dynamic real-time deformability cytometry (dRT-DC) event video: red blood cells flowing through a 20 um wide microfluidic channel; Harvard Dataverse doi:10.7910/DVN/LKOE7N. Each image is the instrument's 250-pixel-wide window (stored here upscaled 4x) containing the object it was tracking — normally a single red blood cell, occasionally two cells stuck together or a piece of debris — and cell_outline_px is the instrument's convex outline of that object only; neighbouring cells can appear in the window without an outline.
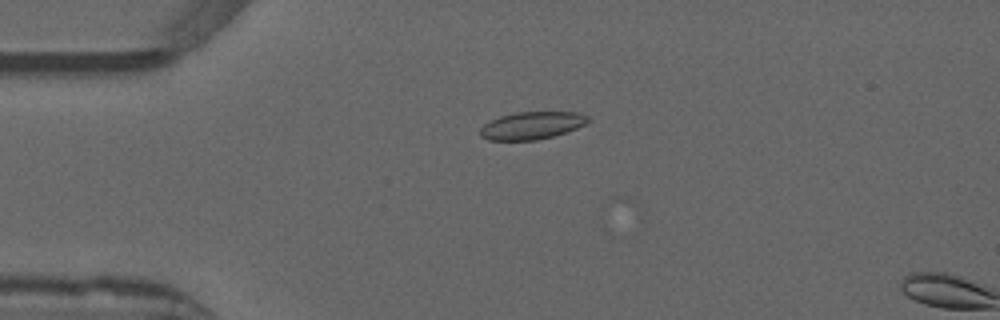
{"species": "common noctule bat (a hibernating species)", "species_latin": "Nyctalus noctula", "temperature_condition": "warm", "stored_images_in_passage": 12, "camera_frame_rate_fps": 3000, "um_per_image_px": 0.085, "animal": {"sex": "male", "forearm_length_mm": 52.5}, "frame": {"image": 1, "passage_image": 10, "time_ms": 3.0, "image_size_px": [1000, 320], "cell_outline_px": [[592, 120], [588, 124], [552, 136], [536, 140], [488, 140], [480, 136], [480, 128], [484, 124], [500, 116], [516, 112], [576, 112], [588, 116]], "centroid_in_image_um": [45.22, 10.66], "position_along_channel_um": 39.8, "area_um2": 17.28}}